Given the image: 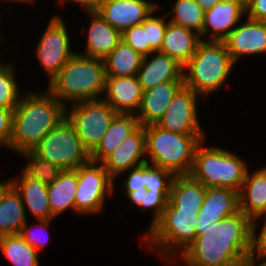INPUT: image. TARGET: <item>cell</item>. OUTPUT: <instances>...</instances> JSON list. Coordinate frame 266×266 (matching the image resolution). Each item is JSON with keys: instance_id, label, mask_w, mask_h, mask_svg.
I'll return each mask as SVG.
<instances>
[{"instance_id": "obj_4", "label": "cell", "mask_w": 266, "mask_h": 266, "mask_svg": "<svg viewBox=\"0 0 266 266\" xmlns=\"http://www.w3.org/2000/svg\"><path fill=\"white\" fill-rule=\"evenodd\" d=\"M235 65L224 41L202 40L184 66L185 86L207 99L224 86Z\"/></svg>"}, {"instance_id": "obj_28", "label": "cell", "mask_w": 266, "mask_h": 266, "mask_svg": "<svg viewBox=\"0 0 266 266\" xmlns=\"http://www.w3.org/2000/svg\"><path fill=\"white\" fill-rule=\"evenodd\" d=\"M76 170H63L58 178L48 185V200L51 210V219L63 214L67 210L75 213V195L77 190Z\"/></svg>"}, {"instance_id": "obj_43", "label": "cell", "mask_w": 266, "mask_h": 266, "mask_svg": "<svg viewBox=\"0 0 266 266\" xmlns=\"http://www.w3.org/2000/svg\"><path fill=\"white\" fill-rule=\"evenodd\" d=\"M60 3H78L87 13L97 12L104 0H59Z\"/></svg>"}, {"instance_id": "obj_30", "label": "cell", "mask_w": 266, "mask_h": 266, "mask_svg": "<svg viewBox=\"0 0 266 266\" xmlns=\"http://www.w3.org/2000/svg\"><path fill=\"white\" fill-rule=\"evenodd\" d=\"M0 251L13 266H40L39 253L19 234L1 236Z\"/></svg>"}, {"instance_id": "obj_7", "label": "cell", "mask_w": 266, "mask_h": 266, "mask_svg": "<svg viewBox=\"0 0 266 266\" xmlns=\"http://www.w3.org/2000/svg\"><path fill=\"white\" fill-rule=\"evenodd\" d=\"M205 141L196 148L189 175L206 188L222 187L240 192L249 168L247 162L226 148L205 147Z\"/></svg>"}, {"instance_id": "obj_45", "label": "cell", "mask_w": 266, "mask_h": 266, "mask_svg": "<svg viewBox=\"0 0 266 266\" xmlns=\"http://www.w3.org/2000/svg\"><path fill=\"white\" fill-rule=\"evenodd\" d=\"M248 266H266V256L261 253H252L249 257Z\"/></svg>"}, {"instance_id": "obj_49", "label": "cell", "mask_w": 266, "mask_h": 266, "mask_svg": "<svg viewBox=\"0 0 266 266\" xmlns=\"http://www.w3.org/2000/svg\"><path fill=\"white\" fill-rule=\"evenodd\" d=\"M1 21V20H0ZM1 25V24H0ZM3 34H1V26H0V42H1V40H2V38H1V36H2Z\"/></svg>"}, {"instance_id": "obj_20", "label": "cell", "mask_w": 266, "mask_h": 266, "mask_svg": "<svg viewBox=\"0 0 266 266\" xmlns=\"http://www.w3.org/2000/svg\"><path fill=\"white\" fill-rule=\"evenodd\" d=\"M184 85V81H171L143 91L136 114L139 124L144 127L157 125L164 116L173 97Z\"/></svg>"}, {"instance_id": "obj_5", "label": "cell", "mask_w": 266, "mask_h": 266, "mask_svg": "<svg viewBox=\"0 0 266 266\" xmlns=\"http://www.w3.org/2000/svg\"><path fill=\"white\" fill-rule=\"evenodd\" d=\"M206 138L205 134H178L157 125L145 126L147 163L174 176L189 175L196 148Z\"/></svg>"}, {"instance_id": "obj_39", "label": "cell", "mask_w": 266, "mask_h": 266, "mask_svg": "<svg viewBox=\"0 0 266 266\" xmlns=\"http://www.w3.org/2000/svg\"><path fill=\"white\" fill-rule=\"evenodd\" d=\"M128 172V177L122 182L123 192H131L134 190L146 188V163L131 168Z\"/></svg>"}, {"instance_id": "obj_8", "label": "cell", "mask_w": 266, "mask_h": 266, "mask_svg": "<svg viewBox=\"0 0 266 266\" xmlns=\"http://www.w3.org/2000/svg\"><path fill=\"white\" fill-rule=\"evenodd\" d=\"M31 151L62 171L76 170L90 161L89 152L67 119L47 133Z\"/></svg>"}, {"instance_id": "obj_34", "label": "cell", "mask_w": 266, "mask_h": 266, "mask_svg": "<svg viewBox=\"0 0 266 266\" xmlns=\"http://www.w3.org/2000/svg\"><path fill=\"white\" fill-rule=\"evenodd\" d=\"M160 6H158L152 13L146 18V36L147 42L150 45V54L152 52L160 51L163 43V38L166 32L169 21L166 14L163 16H155L157 10L159 11Z\"/></svg>"}, {"instance_id": "obj_36", "label": "cell", "mask_w": 266, "mask_h": 266, "mask_svg": "<svg viewBox=\"0 0 266 266\" xmlns=\"http://www.w3.org/2000/svg\"><path fill=\"white\" fill-rule=\"evenodd\" d=\"M170 191H144V200L141 202L139 209L144 210H154V216L151 224L147 227L146 232L160 219L163 214L165 207L168 204Z\"/></svg>"}, {"instance_id": "obj_13", "label": "cell", "mask_w": 266, "mask_h": 266, "mask_svg": "<svg viewBox=\"0 0 266 266\" xmlns=\"http://www.w3.org/2000/svg\"><path fill=\"white\" fill-rule=\"evenodd\" d=\"M158 5L153 0H104L97 13L122 33L141 24Z\"/></svg>"}, {"instance_id": "obj_6", "label": "cell", "mask_w": 266, "mask_h": 266, "mask_svg": "<svg viewBox=\"0 0 266 266\" xmlns=\"http://www.w3.org/2000/svg\"><path fill=\"white\" fill-rule=\"evenodd\" d=\"M198 212L176 209L168 203L160 219L143 233V240L148 242V250L155 251L166 263L170 261L173 264L179 258L178 255L195 241Z\"/></svg>"}, {"instance_id": "obj_14", "label": "cell", "mask_w": 266, "mask_h": 266, "mask_svg": "<svg viewBox=\"0 0 266 266\" xmlns=\"http://www.w3.org/2000/svg\"><path fill=\"white\" fill-rule=\"evenodd\" d=\"M244 22L240 21L223 40L235 64L243 56L266 53V22L248 17Z\"/></svg>"}, {"instance_id": "obj_25", "label": "cell", "mask_w": 266, "mask_h": 266, "mask_svg": "<svg viewBox=\"0 0 266 266\" xmlns=\"http://www.w3.org/2000/svg\"><path fill=\"white\" fill-rule=\"evenodd\" d=\"M202 40L195 31L169 22L159 52L169 55L185 66Z\"/></svg>"}, {"instance_id": "obj_24", "label": "cell", "mask_w": 266, "mask_h": 266, "mask_svg": "<svg viewBox=\"0 0 266 266\" xmlns=\"http://www.w3.org/2000/svg\"><path fill=\"white\" fill-rule=\"evenodd\" d=\"M27 222L21 197L7 181L0 182V237L19 234Z\"/></svg>"}, {"instance_id": "obj_35", "label": "cell", "mask_w": 266, "mask_h": 266, "mask_svg": "<svg viewBox=\"0 0 266 266\" xmlns=\"http://www.w3.org/2000/svg\"><path fill=\"white\" fill-rule=\"evenodd\" d=\"M121 40L142 56L150 54V45L146 36V19L139 25H134L121 33Z\"/></svg>"}, {"instance_id": "obj_42", "label": "cell", "mask_w": 266, "mask_h": 266, "mask_svg": "<svg viewBox=\"0 0 266 266\" xmlns=\"http://www.w3.org/2000/svg\"><path fill=\"white\" fill-rule=\"evenodd\" d=\"M249 19L266 22V0H253L246 10Z\"/></svg>"}, {"instance_id": "obj_44", "label": "cell", "mask_w": 266, "mask_h": 266, "mask_svg": "<svg viewBox=\"0 0 266 266\" xmlns=\"http://www.w3.org/2000/svg\"><path fill=\"white\" fill-rule=\"evenodd\" d=\"M144 191H148L146 188L134 190L131 192H125L126 197L129 198L130 202L133 207V204L140 206L141 202L144 200Z\"/></svg>"}, {"instance_id": "obj_26", "label": "cell", "mask_w": 266, "mask_h": 266, "mask_svg": "<svg viewBox=\"0 0 266 266\" xmlns=\"http://www.w3.org/2000/svg\"><path fill=\"white\" fill-rule=\"evenodd\" d=\"M139 126L136 115L117 114L101 142L90 154V161L102 163Z\"/></svg>"}, {"instance_id": "obj_23", "label": "cell", "mask_w": 266, "mask_h": 266, "mask_svg": "<svg viewBox=\"0 0 266 266\" xmlns=\"http://www.w3.org/2000/svg\"><path fill=\"white\" fill-rule=\"evenodd\" d=\"M239 210L253 221L266 215V171L262 167L247 172L239 192Z\"/></svg>"}, {"instance_id": "obj_22", "label": "cell", "mask_w": 266, "mask_h": 266, "mask_svg": "<svg viewBox=\"0 0 266 266\" xmlns=\"http://www.w3.org/2000/svg\"><path fill=\"white\" fill-rule=\"evenodd\" d=\"M91 21L88 25L84 56L104 59L121 41V32L113 28L99 13H86Z\"/></svg>"}, {"instance_id": "obj_3", "label": "cell", "mask_w": 266, "mask_h": 266, "mask_svg": "<svg viewBox=\"0 0 266 266\" xmlns=\"http://www.w3.org/2000/svg\"><path fill=\"white\" fill-rule=\"evenodd\" d=\"M105 78L103 59L84 56L77 51L48 83L46 90L65 106L98 100L104 93Z\"/></svg>"}, {"instance_id": "obj_10", "label": "cell", "mask_w": 266, "mask_h": 266, "mask_svg": "<svg viewBox=\"0 0 266 266\" xmlns=\"http://www.w3.org/2000/svg\"><path fill=\"white\" fill-rule=\"evenodd\" d=\"M75 195L76 214L95 215L105 208L106 197L113 196L115 180L108 174L102 163L89 161L79 166ZM103 209V210H102Z\"/></svg>"}, {"instance_id": "obj_2", "label": "cell", "mask_w": 266, "mask_h": 266, "mask_svg": "<svg viewBox=\"0 0 266 266\" xmlns=\"http://www.w3.org/2000/svg\"><path fill=\"white\" fill-rule=\"evenodd\" d=\"M22 94L13 110L12 137L5 148L20 154L31 151L66 119V106L47 90Z\"/></svg>"}, {"instance_id": "obj_32", "label": "cell", "mask_w": 266, "mask_h": 266, "mask_svg": "<svg viewBox=\"0 0 266 266\" xmlns=\"http://www.w3.org/2000/svg\"><path fill=\"white\" fill-rule=\"evenodd\" d=\"M15 63L0 65V107L15 109L22 96L15 75Z\"/></svg>"}, {"instance_id": "obj_1", "label": "cell", "mask_w": 266, "mask_h": 266, "mask_svg": "<svg viewBox=\"0 0 266 266\" xmlns=\"http://www.w3.org/2000/svg\"><path fill=\"white\" fill-rule=\"evenodd\" d=\"M254 221L240 210L205 229L181 254L185 266H248L253 252Z\"/></svg>"}, {"instance_id": "obj_40", "label": "cell", "mask_w": 266, "mask_h": 266, "mask_svg": "<svg viewBox=\"0 0 266 266\" xmlns=\"http://www.w3.org/2000/svg\"><path fill=\"white\" fill-rule=\"evenodd\" d=\"M13 110L0 107V147H7L12 137Z\"/></svg>"}, {"instance_id": "obj_17", "label": "cell", "mask_w": 266, "mask_h": 266, "mask_svg": "<svg viewBox=\"0 0 266 266\" xmlns=\"http://www.w3.org/2000/svg\"><path fill=\"white\" fill-rule=\"evenodd\" d=\"M104 94L102 99L118 114L136 115L143 90L137 76H106Z\"/></svg>"}, {"instance_id": "obj_46", "label": "cell", "mask_w": 266, "mask_h": 266, "mask_svg": "<svg viewBox=\"0 0 266 266\" xmlns=\"http://www.w3.org/2000/svg\"><path fill=\"white\" fill-rule=\"evenodd\" d=\"M223 0H196L204 12L212 9L218 2Z\"/></svg>"}, {"instance_id": "obj_48", "label": "cell", "mask_w": 266, "mask_h": 266, "mask_svg": "<svg viewBox=\"0 0 266 266\" xmlns=\"http://www.w3.org/2000/svg\"><path fill=\"white\" fill-rule=\"evenodd\" d=\"M2 2L3 1H8V2H13V3H15V2H20V3H27L28 5L30 4H33L36 0H1Z\"/></svg>"}, {"instance_id": "obj_21", "label": "cell", "mask_w": 266, "mask_h": 266, "mask_svg": "<svg viewBox=\"0 0 266 266\" xmlns=\"http://www.w3.org/2000/svg\"><path fill=\"white\" fill-rule=\"evenodd\" d=\"M19 177H14L8 182L16 189L21 197L25 214L30 211L35 220L51 219V210L48 200V186L41 181L29 177L24 171Z\"/></svg>"}, {"instance_id": "obj_11", "label": "cell", "mask_w": 266, "mask_h": 266, "mask_svg": "<svg viewBox=\"0 0 266 266\" xmlns=\"http://www.w3.org/2000/svg\"><path fill=\"white\" fill-rule=\"evenodd\" d=\"M60 15H54L42 32L35 48V56L47 73L49 82L76 53L71 50L69 30Z\"/></svg>"}, {"instance_id": "obj_33", "label": "cell", "mask_w": 266, "mask_h": 266, "mask_svg": "<svg viewBox=\"0 0 266 266\" xmlns=\"http://www.w3.org/2000/svg\"><path fill=\"white\" fill-rule=\"evenodd\" d=\"M28 163L23 167V171L32 179L41 181L45 185L52 184L62 172V170L53 163L37 157L32 151L21 154Z\"/></svg>"}, {"instance_id": "obj_31", "label": "cell", "mask_w": 266, "mask_h": 266, "mask_svg": "<svg viewBox=\"0 0 266 266\" xmlns=\"http://www.w3.org/2000/svg\"><path fill=\"white\" fill-rule=\"evenodd\" d=\"M166 16H171L170 23L193 30L202 39L205 12L196 0H176Z\"/></svg>"}, {"instance_id": "obj_47", "label": "cell", "mask_w": 266, "mask_h": 266, "mask_svg": "<svg viewBox=\"0 0 266 266\" xmlns=\"http://www.w3.org/2000/svg\"><path fill=\"white\" fill-rule=\"evenodd\" d=\"M245 10L252 4L253 0H236Z\"/></svg>"}, {"instance_id": "obj_38", "label": "cell", "mask_w": 266, "mask_h": 266, "mask_svg": "<svg viewBox=\"0 0 266 266\" xmlns=\"http://www.w3.org/2000/svg\"><path fill=\"white\" fill-rule=\"evenodd\" d=\"M53 219H47V220H36L38 222L37 225V231L40 229V231H34V227H31L28 225V220L25 223V225L22 227L19 235L30 245L32 246L37 252L39 253L43 247L48 243V237L45 238L43 234H49L47 231L51 225V221ZM30 227V228H29ZM49 227V228H48ZM33 229V230H32ZM47 231V232H46ZM37 232V233H36ZM44 232V233H43ZM43 233V234H42ZM43 235V237H42ZM47 236V235H46ZM45 238V239H44Z\"/></svg>"}, {"instance_id": "obj_41", "label": "cell", "mask_w": 266, "mask_h": 266, "mask_svg": "<svg viewBox=\"0 0 266 266\" xmlns=\"http://www.w3.org/2000/svg\"><path fill=\"white\" fill-rule=\"evenodd\" d=\"M262 218V219H261ZM262 220V227L260 229V233L257 231V224L258 221ZM256 233L258 235H256ZM266 252V215L257 217L254 220V235H253V252L252 253H261L264 254Z\"/></svg>"}, {"instance_id": "obj_27", "label": "cell", "mask_w": 266, "mask_h": 266, "mask_svg": "<svg viewBox=\"0 0 266 266\" xmlns=\"http://www.w3.org/2000/svg\"><path fill=\"white\" fill-rule=\"evenodd\" d=\"M206 195V187L190 175L174 176L168 203L176 209L199 211Z\"/></svg>"}, {"instance_id": "obj_15", "label": "cell", "mask_w": 266, "mask_h": 266, "mask_svg": "<svg viewBox=\"0 0 266 266\" xmlns=\"http://www.w3.org/2000/svg\"><path fill=\"white\" fill-rule=\"evenodd\" d=\"M147 163L145 127L140 125L102 162L108 174L116 180L125 172Z\"/></svg>"}, {"instance_id": "obj_29", "label": "cell", "mask_w": 266, "mask_h": 266, "mask_svg": "<svg viewBox=\"0 0 266 266\" xmlns=\"http://www.w3.org/2000/svg\"><path fill=\"white\" fill-rule=\"evenodd\" d=\"M142 56L124 41L103 59L106 76L129 77L136 76L141 65Z\"/></svg>"}, {"instance_id": "obj_16", "label": "cell", "mask_w": 266, "mask_h": 266, "mask_svg": "<svg viewBox=\"0 0 266 266\" xmlns=\"http://www.w3.org/2000/svg\"><path fill=\"white\" fill-rule=\"evenodd\" d=\"M136 76L145 91L158 84L184 81V66L167 54L152 52L143 57Z\"/></svg>"}, {"instance_id": "obj_9", "label": "cell", "mask_w": 266, "mask_h": 266, "mask_svg": "<svg viewBox=\"0 0 266 266\" xmlns=\"http://www.w3.org/2000/svg\"><path fill=\"white\" fill-rule=\"evenodd\" d=\"M117 114L103 99L80 101L66 106V119L89 154L101 142Z\"/></svg>"}, {"instance_id": "obj_12", "label": "cell", "mask_w": 266, "mask_h": 266, "mask_svg": "<svg viewBox=\"0 0 266 266\" xmlns=\"http://www.w3.org/2000/svg\"><path fill=\"white\" fill-rule=\"evenodd\" d=\"M200 98L184 85L169 103L157 126L178 134H204L197 116Z\"/></svg>"}, {"instance_id": "obj_19", "label": "cell", "mask_w": 266, "mask_h": 266, "mask_svg": "<svg viewBox=\"0 0 266 266\" xmlns=\"http://www.w3.org/2000/svg\"><path fill=\"white\" fill-rule=\"evenodd\" d=\"M244 17L246 10L236 0L218 2L205 12L202 38L223 41Z\"/></svg>"}, {"instance_id": "obj_18", "label": "cell", "mask_w": 266, "mask_h": 266, "mask_svg": "<svg viewBox=\"0 0 266 266\" xmlns=\"http://www.w3.org/2000/svg\"><path fill=\"white\" fill-rule=\"evenodd\" d=\"M238 211L239 192L222 187L206 188L203 204L196 215V230L205 229Z\"/></svg>"}, {"instance_id": "obj_37", "label": "cell", "mask_w": 266, "mask_h": 266, "mask_svg": "<svg viewBox=\"0 0 266 266\" xmlns=\"http://www.w3.org/2000/svg\"><path fill=\"white\" fill-rule=\"evenodd\" d=\"M174 175L164 168L155 167L146 163V183L147 190L170 191Z\"/></svg>"}]
</instances>
